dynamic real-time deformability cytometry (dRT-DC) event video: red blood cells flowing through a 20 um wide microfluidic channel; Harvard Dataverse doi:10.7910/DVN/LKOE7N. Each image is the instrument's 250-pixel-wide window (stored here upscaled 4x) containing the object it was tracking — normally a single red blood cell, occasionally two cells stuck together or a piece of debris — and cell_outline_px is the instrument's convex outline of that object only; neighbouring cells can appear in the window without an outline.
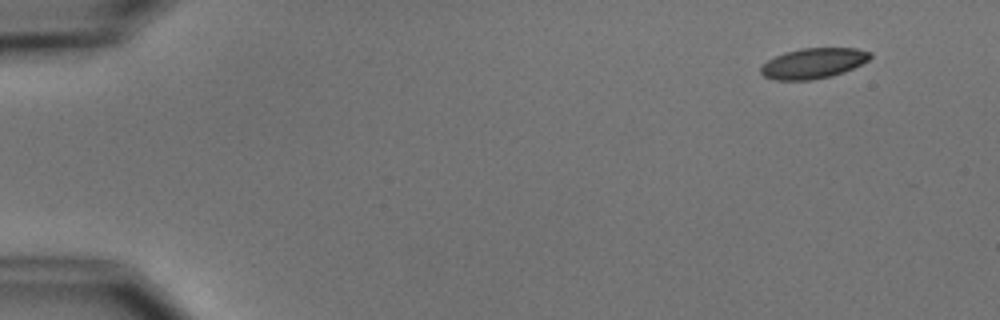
{"species": "common noctule bat (a hibernating species)", "species_latin": "Nyctalus noctula", "temperature_condition": "cold", "stored_images_in_passage": 6, "camera_frame_rate_fps": 3000, "um_per_image_px": 0.085, "animal": {"sex": "male", "body_mass_g": 15.6}, "frame": {"image": 1, "passage_image": 1, "time_ms": 0.0, "image_size_px": [1000, 320], "cell_outline_px": [[872, 56], [868, 60], [844, 72], [832, 76], [812, 80], [776, 80], [764, 76], [760, 72], [760, 68], [768, 60], [784, 52], [800, 48], [856, 48], [872, 52]], "centroid_in_image_um": [69.13, 5.37], "position_along_channel_um": 15.9, "area_um2": 19.36}}
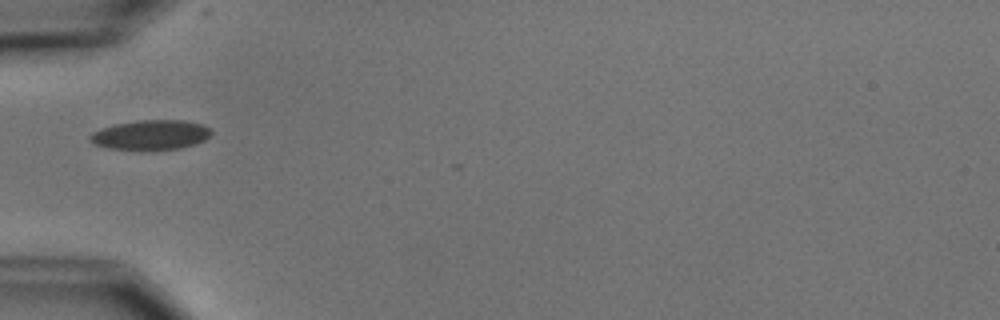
{"frame": {"image": 2, "passage_image": 5, "time_ms": 4.667, "image_size_px": [1000, 320], "cell_outline_px": [[212, 132], [204, 140], [196, 144], [180, 148], [152, 152], [140, 152], [108, 148], [92, 144], [88, 140], [88, 136], [92, 132], [100, 128], [116, 124], [140, 120], [184, 120], [204, 124]], "centroid_in_image_um": [12.76, 11.51], "position_along_channel_um": 72.2, "area_um2": 21.85}}